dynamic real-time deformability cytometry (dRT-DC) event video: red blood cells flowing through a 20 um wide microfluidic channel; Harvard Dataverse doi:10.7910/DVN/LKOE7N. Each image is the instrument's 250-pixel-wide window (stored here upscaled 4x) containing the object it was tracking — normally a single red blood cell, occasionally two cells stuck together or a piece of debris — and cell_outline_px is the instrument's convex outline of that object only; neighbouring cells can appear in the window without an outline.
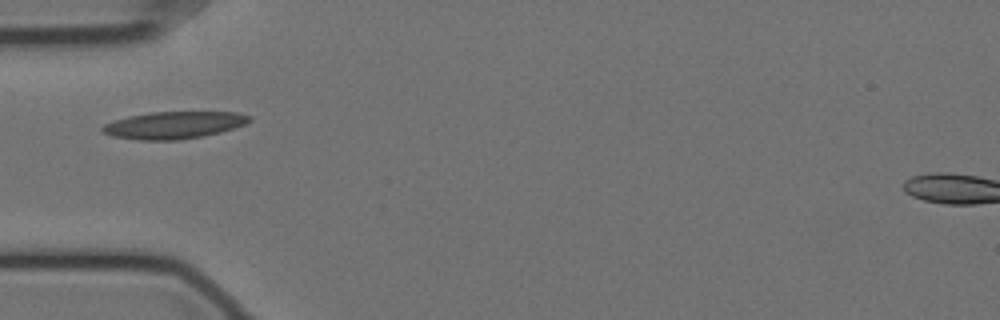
{"species": "Egyptian fruit bat (a non-hibernating species)", "species_latin": "Rousettus aegyptiacus", "temperature_condition": "cold", "stored_images_in_passage": 40, "camera_frame_rate_fps": 3000, "um_per_image_px": 0.085, "animal": {"sex": "female"}, "frame": {"image": 1, "passage_image": 1, "time_ms": 0.0, "image_size_px": [1000, 320], "cell_outline_px": [[252, 120], [244, 124], [220, 132], [204, 136], [180, 140], [140, 140], [112, 136], [104, 132], [100, 128], [104, 124], [112, 120], [128, 116], [152, 112], [240, 112], [252, 116]], "centroid_in_image_um": [14.78, 10.63], "position_along_channel_um": 70.2, "area_um2": 23.35}}
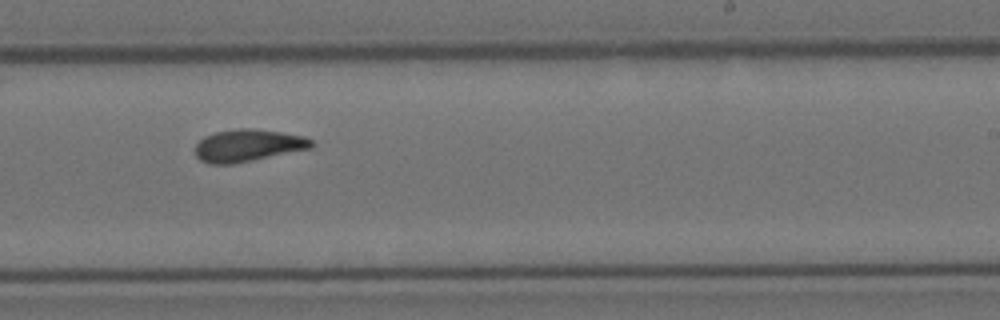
{"frame": {"image": 2, "passage_image": 18, "time_ms": 5.667, "image_size_px": [1000, 320], "cell_outline_px": [[316, 144], [312, 148], [232, 164], [208, 164], [200, 160], [196, 156], [196, 144], [204, 136], [216, 132], [236, 128], [248, 128], [280, 132], [304, 136], [312, 140]], "centroid_in_image_um": [21.08, 12.36], "position_along_channel_um": 267.9, "area_um2": 21.79}}
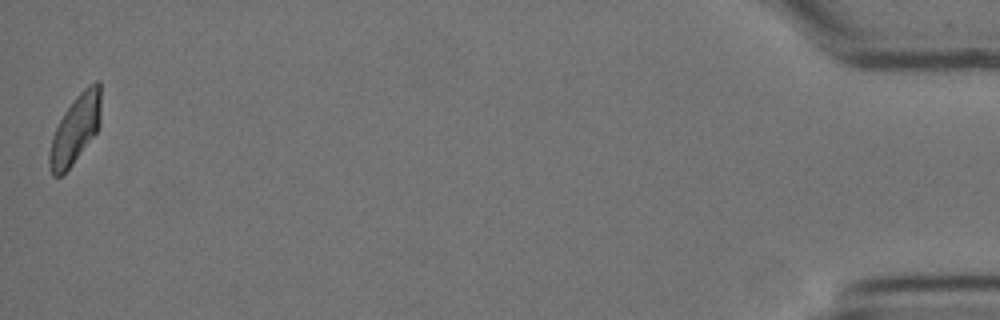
{"frame": {"image": 3, "passage_image": 40, "time_ms": 13.0, "image_size_px": [1000, 320], "cell_outline_px": [[100, 124], [96, 132], [72, 164], [60, 176], [52, 176], [48, 164], [48, 156], [52, 136], [64, 112], [76, 96], [88, 84], [96, 80], [100, 80]], "centroid_in_image_um": [6.4, 10.96], "position_along_channel_um": 428.8, "area_um2": 20.35}, "authors_computed_cell_mechanics": {"area_um2": 21.2704, "velocity_mm_per_s": 3.4787, "shape_relaxation_time_tau1_ms": null, "shape_relaxation_time_tau2_ms": 3.3947, "deformation_change_tau1": null, "deformation_change_tau2": 0.0918}}